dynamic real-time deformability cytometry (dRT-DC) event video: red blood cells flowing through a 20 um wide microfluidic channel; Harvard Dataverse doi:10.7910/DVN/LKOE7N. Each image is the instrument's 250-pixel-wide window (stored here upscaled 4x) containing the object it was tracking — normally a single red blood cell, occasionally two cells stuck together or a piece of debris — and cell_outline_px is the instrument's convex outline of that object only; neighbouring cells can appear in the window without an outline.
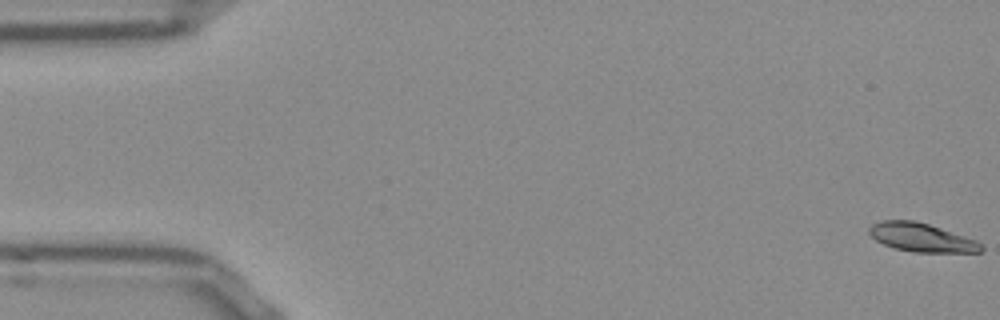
{"species": "Egyptian fruit bat (a non-hibernating species)", "species_latin": "Rousettus aegyptiacus", "temperature_condition": "room temperature", "stored_images_in_passage": 12, "camera_frame_rate_fps": 3000, "um_per_image_px": 0.085, "frame": {"image": 1, "passage_image": 1, "time_ms": 0.0, "image_size_px": [1000, 320], "cell_outline_px": [[984, 248], [980, 252], [916, 252], [896, 248], [884, 244], [876, 240], [868, 232], [868, 228], [872, 224], [880, 220], [916, 220], [976, 240]], "centroid_in_image_um": [78.29, 20.17], "position_along_channel_um": 6.7, "area_um2": 18.44}}